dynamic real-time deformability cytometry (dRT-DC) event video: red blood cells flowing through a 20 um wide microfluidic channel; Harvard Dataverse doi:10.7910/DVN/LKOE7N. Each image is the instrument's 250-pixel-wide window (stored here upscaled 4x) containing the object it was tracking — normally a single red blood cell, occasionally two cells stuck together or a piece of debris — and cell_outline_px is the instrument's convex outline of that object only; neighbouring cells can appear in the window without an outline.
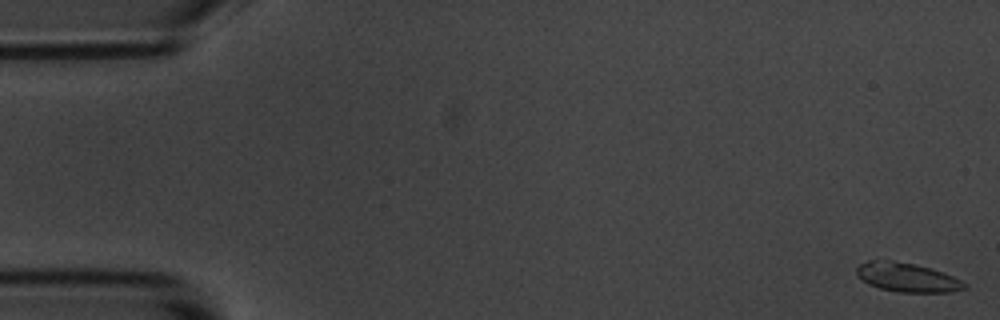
{"species": "common noctule bat (a hibernating species)", "species_latin": "Nyctalus noctula", "temperature_condition": "room temperature", "stored_images_in_passage": 58, "camera_frame_rate_fps": 3000, "um_per_image_px": 0.085, "animal": {"sex": "male", "body_mass_g": 20.1, "forearm_length_mm": 53.5}, "frame": {"image": 1, "passage_image": 1, "time_ms": 0.0, "image_size_px": [1000, 320], "cell_outline_px": [[968, 288], [948, 292], [900, 292], [880, 288], [868, 284], [856, 276], [856, 268], [860, 264], [868, 260], [892, 260], [916, 264], [932, 268], [952, 276], [968, 284]], "centroid_in_image_um": [77.09, 23.57], "position_along_channel_um": 7.9, "area_um2": 18.38}}
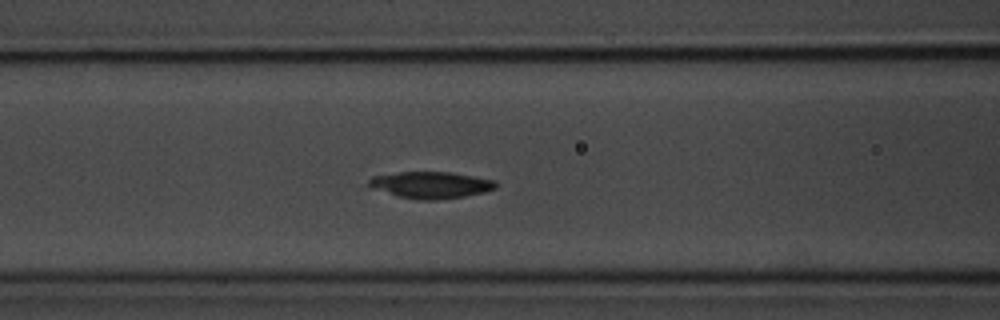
{"frame": {"image": 2, "passage_image": 23, "time_ms": 7.333, "image_size_px": [1000, 320], "cell_outline_px": [[496, 188], [484, 192], [464, 196], [436, 200], [420, 200], [396, 196], [368, 188], [368, 180], [372, 176], [400, 172], [452, 172], [496, 180]], "centroid_in_image_um": [36.57, 15.72], "position_along_channel_um": 130.0, "area_um2": 19.94}}
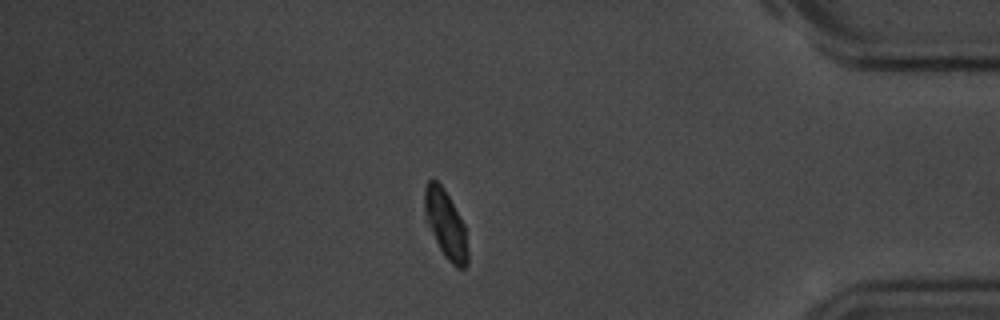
{"frame": {"image": 3, "passage_image": 49, "time_ms": 16.0, "image_size_px": [1000, 320], "cell_outline_px": [[468, 264], [464, 268], [456, 268], [444, 256], [428, 224], [424, 212], [424, 188], [428, 180], [432, 176], [444, 188], [464, 224], [468, 252]], "centroid_in_image_um": [37.88, 19.04], "position_along_channel_um": 397.3, "area_um2": 17.05}, "authors_computed_cell_mechanics": {"area_um2": 18.5538, "velocity_mm_per_s": 3.4792, "shape_relaxation_time_tau1_ms": 9.6927, "shape_relaxation_time_tau2_ms": null, "deformation_change_tau1": 0.2283, "deformation_change_tau2": null}}